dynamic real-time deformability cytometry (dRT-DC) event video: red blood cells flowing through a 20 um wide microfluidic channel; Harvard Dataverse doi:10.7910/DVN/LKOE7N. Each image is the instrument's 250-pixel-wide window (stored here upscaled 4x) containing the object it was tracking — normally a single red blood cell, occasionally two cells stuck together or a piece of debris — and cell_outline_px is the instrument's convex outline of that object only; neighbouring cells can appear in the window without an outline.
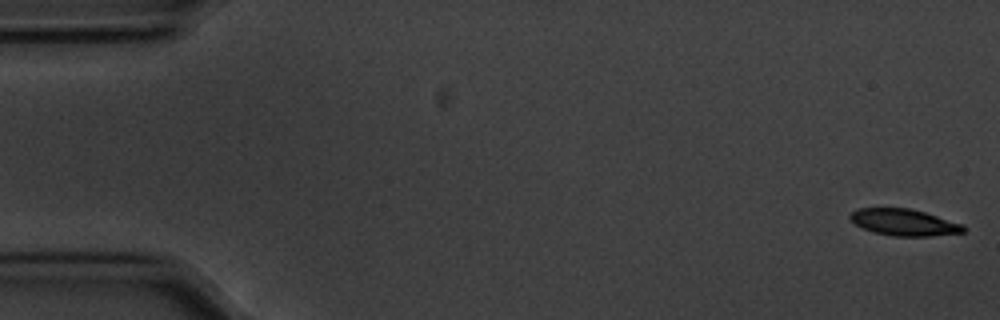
{"species": "common noctule bat (a hibernating species)", "species_latin": "Nyctalus noctula", "temperature_condition": "cold", "stored_images_in_passage": 15, "camera_frame_rate_fps": 3000, "um_per_image_px": 0.085, "animal": {"sex": "male", "body_mass_g": 20.1, "forearm_length_mm": 53.5}, "frame": {"image": 1, "passage_image": 1, "time_ms": 0.0, "image_size_px": [1000, 320], "cell_outline_px": [[968, 228], [964, 232], [932, 236], [892, 236], [872, 232], [856, 224], [848, 216], [856, 208], [908, 208], [924, 212], [964, 224]], "centroid_in_image_um": [76.87, 18.9], "position_along_channel_um": 8.1, "area_um2": 17.63}}
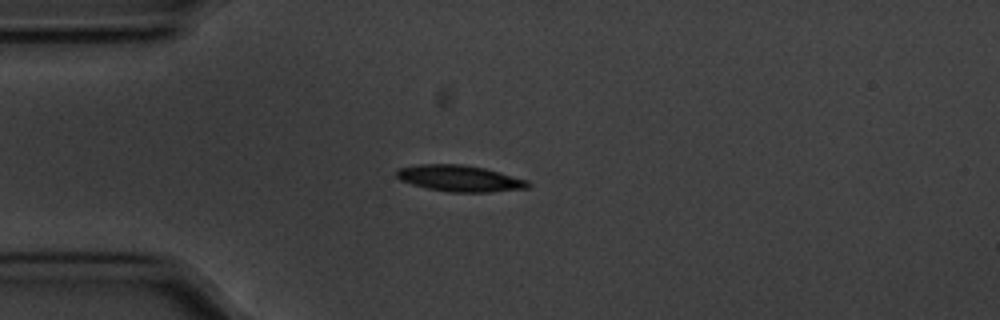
{"frame": {"image": 2, "passage_image": 14, "time_ms": 4.333, "image_size_px": [1000, 320], "cell_outline_px": [[532, 184], [528, 188], [488, 192], [452, 192], [428, 188], [412, 184], [400, 180], [396, 176], [396, 172], [400, 168], [420, 164], [460, 164], [484, 168], [528, 180]], "centroid_in_image_um": [39.1, 15.16], "position_along_channel_um": 45.9, "area_um2": 19.94}}